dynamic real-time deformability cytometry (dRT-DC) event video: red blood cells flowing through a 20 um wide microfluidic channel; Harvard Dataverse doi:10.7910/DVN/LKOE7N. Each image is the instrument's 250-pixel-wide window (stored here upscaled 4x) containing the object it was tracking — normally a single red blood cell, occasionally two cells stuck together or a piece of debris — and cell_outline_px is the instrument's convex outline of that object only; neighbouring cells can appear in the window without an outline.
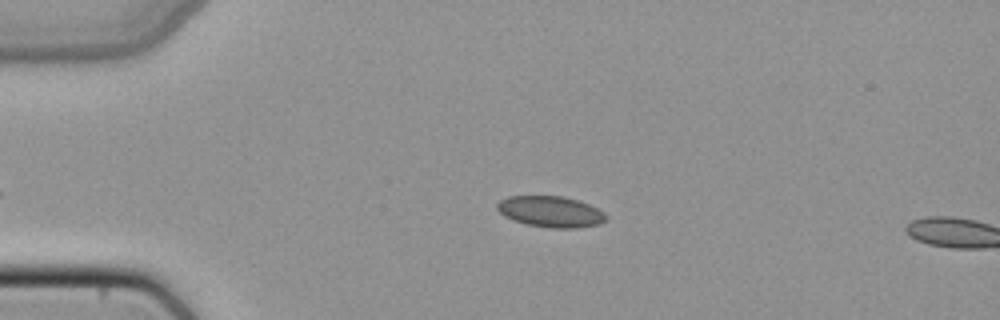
{"species": "common noctule bat (a hibernating species)", "species_latin": "Nyctalus noctula", "temperature_condition": "cold", "stored_images_in_passage": 7, "camera_frame_rate_fps": 3000, "um_per_image_px": 0.085, "animal": {"sex": "female", "body_mass_g": 22.7, "forearm_length_mm": 54.2}, "frame": {"image": 1, "passage_image": 5, "time_ms": 1.333, "image_size_px": [1000, 320], "cell_outline_px": [[608, 220], [600, 224], [576, 228], [552, 228], [524, 224], [512, 220], [504, 216], [496, 208], [496, 204], [500, 200], [508, 196], [564, 196], [588, 204], [604, 212], [608, 216]], "centroid_in_image_um": [46.8, 18.0], "position_along_channel_um": 38.2, "area_um2": 19.88}}